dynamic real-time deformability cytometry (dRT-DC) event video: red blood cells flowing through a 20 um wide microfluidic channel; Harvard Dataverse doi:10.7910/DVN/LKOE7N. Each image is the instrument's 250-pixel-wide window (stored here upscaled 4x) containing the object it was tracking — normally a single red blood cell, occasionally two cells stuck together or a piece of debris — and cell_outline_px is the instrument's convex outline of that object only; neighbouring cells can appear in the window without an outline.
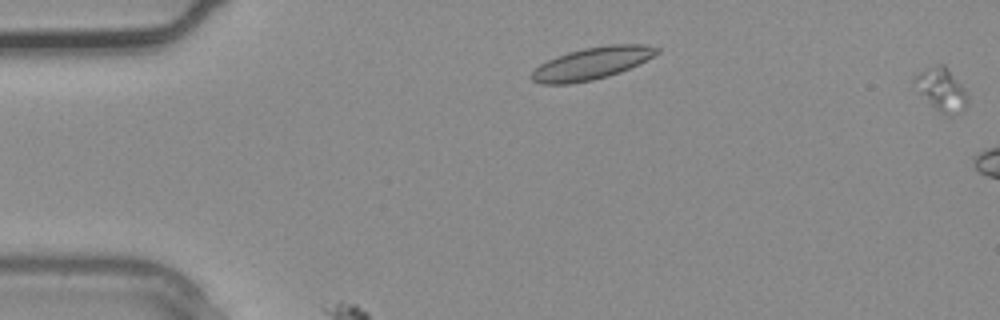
{"species": "common noctule bat (a hibernating species)", "species_latin": "Nyctalus noctula", "temperature_condition": "warm", "stored_images_in_passage": 5, "segment_of_instrument_passage": [1, 2], "camera_frame_rate_fps": 3000, "um_per_image_px": 0.085, "animal": {"sex": "male", "body_mass_g": 20.4}, "frame": {"image": 1, "passage_image": 1, "time_ms": 0.0, "image_size_px": [1000, 320], "cell_outline_px": [[968, 104], [960, 112], [948, 116], [940, 112], [920, 92], [912, 80], [912, 76], [924, 68], [936, 64], [944, 64], [948, 68], [968, 92]], "centroid_in_image_um": [80.05, 7.57], "position_along_channel_um": 5.0, "area_um2": 13.29}}